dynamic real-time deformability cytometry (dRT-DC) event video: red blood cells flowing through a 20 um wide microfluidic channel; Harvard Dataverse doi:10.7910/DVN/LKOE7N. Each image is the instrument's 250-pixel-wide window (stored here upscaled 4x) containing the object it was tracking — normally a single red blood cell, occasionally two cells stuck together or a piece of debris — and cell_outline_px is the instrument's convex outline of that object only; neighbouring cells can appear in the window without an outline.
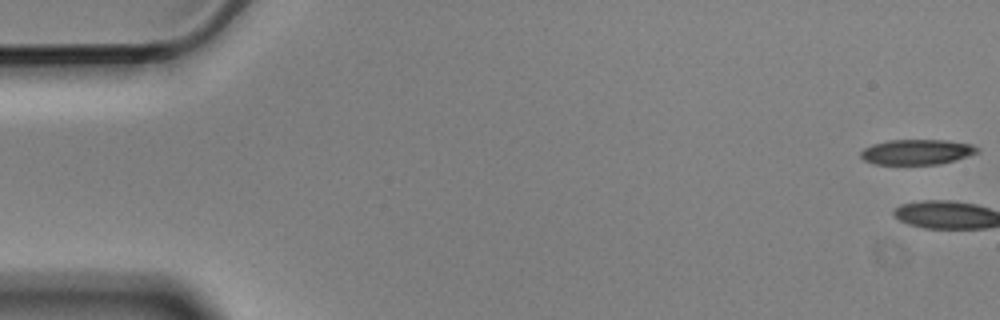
{"species": "Egyptian fruit bat (a non-hibernating species)", "species_latin": "Rousettus aegyptiacus", "temperature_condition": "cold", "stored_images_in_passage": 5, "camera_frame_rate_fps": 3000, "um_per_image_px": 0.085, "animal": {"sex": "male"}, "frame": {"image": 1, "passage_image": 1, "time_ms": 0.0, "image_size_px": [1000, 320], "cell_outline_px": [[980, 152], [968, 156], [940, 164], [876, 164], [864, 160], [860, 156], [860, 152], [864, 148], [872, 144], [888, 140], [948, 140], [972, 144], [980, 148]], "centroid_in_image_um": [77.96, 12.91], "position_along_channel_um": 7.0, "area_um2": 17.22}}